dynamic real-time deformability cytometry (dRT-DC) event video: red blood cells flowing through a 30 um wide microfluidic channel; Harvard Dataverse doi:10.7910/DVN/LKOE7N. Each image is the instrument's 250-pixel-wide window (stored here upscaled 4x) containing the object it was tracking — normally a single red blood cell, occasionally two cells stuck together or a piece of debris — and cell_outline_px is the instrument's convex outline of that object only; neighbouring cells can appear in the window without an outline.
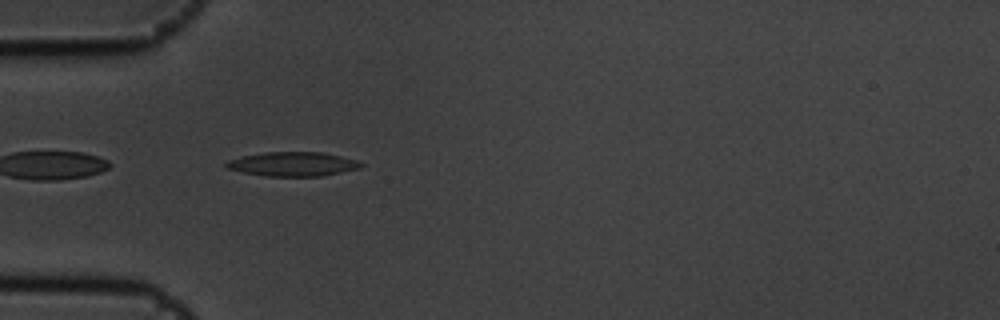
{"species": "common noctule bat (a hibernating species)", "species_latin": "Nyctalus noctula", "temperature_condition": "cold", "stored_images_in_passage": 38, "camera_frame_rate_fps": 3000, "um_per_image_px": 0.085, "animal": {"sex": "male", "body_mass_g": 19.5, "forearm_length_mm": 54.6}, "frame": {"image": 1, "passage_image": 2, "time_ms": 0.333, "image_size_px": [1000, 320], "cell_outline_px": [[364, 164], [360, 168], [324, 176], [268, 176], [244, 172], [228, 168], [224, 164], [228, 160], [240, 156], [264, 152], [324, 152], [356, 160]], "centroid_in_image_um": [24.9, 13.94], "position_along_channel_um": 60.1, "area_um2": 18.96}}
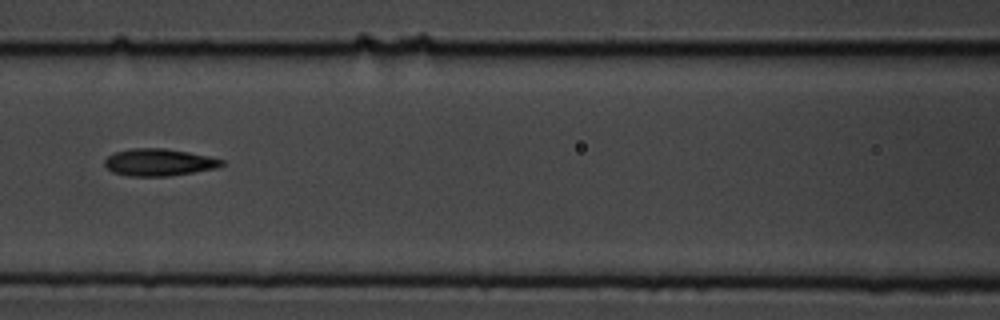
{"frame": {"image": 2, "passage_image": 10, "time_ms": 3.0, "image_size_px": [1000, 320], "cell_outline_px": [[224, 164], [216, 168], [168, 176], [128, 176], [112, 172], [104, 164], [104, 160], [108, 156], [116, 152], [132, 148], [164, 148], [188, 152], [208, 156], [224, 160]], "centroid_in_image_um": [13.49, 13.79], "position_along_channel_um": 153.1, "area_um2": 18.38}}
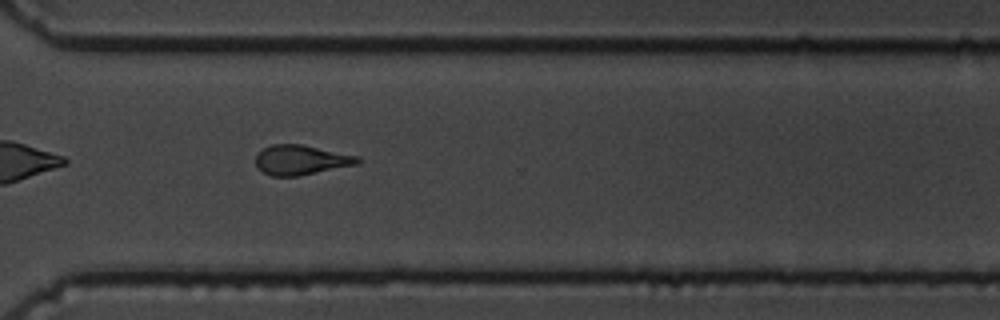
{"frame": {"image": 3, "passage_image": 26, "time_ms": 8.333, "image_size_px": [1000, 320], "cell_outline_px": [[360, 164], [296, 176], [272, 176], [256, 168], [256, 152], [272, 144], [300, 144], [360, 156]], "centroid_in_image_um": [25.58, 13.59], "position_along_channel_um": 345.0, "area_um2": 17.74}, "authors_computed_cell_mechanics": {"area_um2": 18.1492, "velocity_mm_per_s": 3.6102, "shape_relaxation_time_tau1_ms": 3.9838, "shape_relaxation_time_tau2_ms": 3.2552, "deformation_change_tau1": 0.1402, "deformation_change_tau2": 0.1281}}